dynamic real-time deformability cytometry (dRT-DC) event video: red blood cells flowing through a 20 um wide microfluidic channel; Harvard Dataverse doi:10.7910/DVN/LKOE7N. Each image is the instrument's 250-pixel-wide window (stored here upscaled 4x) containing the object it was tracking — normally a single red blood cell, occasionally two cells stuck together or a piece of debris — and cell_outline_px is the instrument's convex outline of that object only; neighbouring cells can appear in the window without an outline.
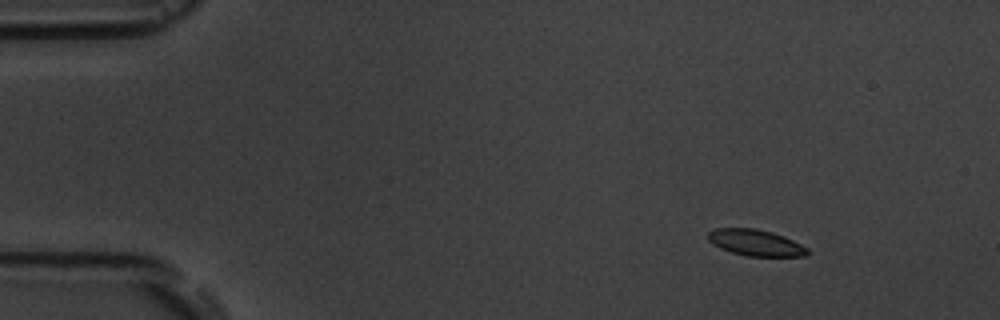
{"species": "common noctule bat (a hibernating species)", "species_latin": "Nyctalus noctula", "temperature_condition": "room temperature", "stored_images_in_passage": 5, "segment_of_instrument_passage": [1, 2], "camera_frame_rate_fps": 3000, "um_per_image_px": 0.085, "animal": {"sex": "male", "body_mass_g": 19.5, "forearm_length_mm": 54.6}, "frame": {"image": 1, "passage_image": 1, "time_ms": 0.0, "image_size_px": [1000, 320], "cell_outline_px": [[808, 256], [748, 256], [732, 252], [720, 248], [712, 244], [708, 240], [708, 232], [716, 228], [756, 228], [772, 232], [784, 236], [808, 248]], "centroid_in_image_um": [64.22, 20.62], "position_along_channel_um": 20.8, "area_um2": 15.2}}